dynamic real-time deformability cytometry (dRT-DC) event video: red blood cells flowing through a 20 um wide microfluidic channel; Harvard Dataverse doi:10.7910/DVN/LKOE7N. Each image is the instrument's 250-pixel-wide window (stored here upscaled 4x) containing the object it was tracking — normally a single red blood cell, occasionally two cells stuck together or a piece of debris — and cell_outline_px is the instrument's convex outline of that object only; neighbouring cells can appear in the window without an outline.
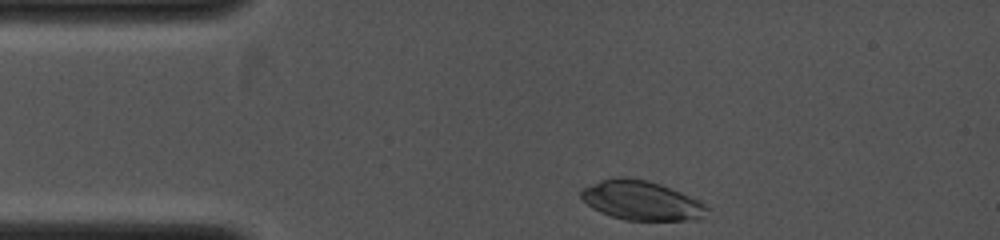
{"species": "common noctule bat (a hibernating species)", "species_latin": "Nyctalus noctula", "temperature_condition": "cold", "stored_images_in_passage": 4, "camera_frame_rate_fps": 4000, "um_per_image_px": 0.085, "animal": {"sex": "female", "body_mass_g": 19.0, "forearm_length_mm": 53.3}, "frame": {"image": 1, "passage_image": 1, "time_ms": 0.0, "image_size_px": [1000, 240], "cell_outline_px": [[708, 208], [700, 220], [624, 220], [600, 212], [592, 208], [580, 196], [580, 192], [584, 188], [600, 180], [616, 176], [624, 176], [648, 180], [660, 184], [700, 200]], "centroid_in_image_um": [54.51, 17.03], "position_along_channel_um": 30.5, "area_um2": 28.84}}
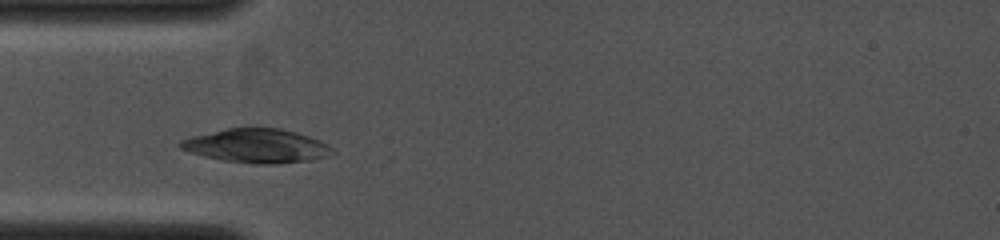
{"frame": {"image": 2, "passage_image": 3, "time_ms": 1.5, "image_size_px": [1000, 240], "cell_outline_px": [[336, 152], [328, 156], [312, 160], [276, 164], [256, 164], [224, 160], [204, 156], [180, 148], [176, 144], [180, 140], [192, 136], [228, 128], [280, 128], [296, 132], [320, 140], [328, 144]], "centroid_in_image_um": [21.85, 12.4], "position_along_channel_um": 63.1, "area_um2": 30.0}}
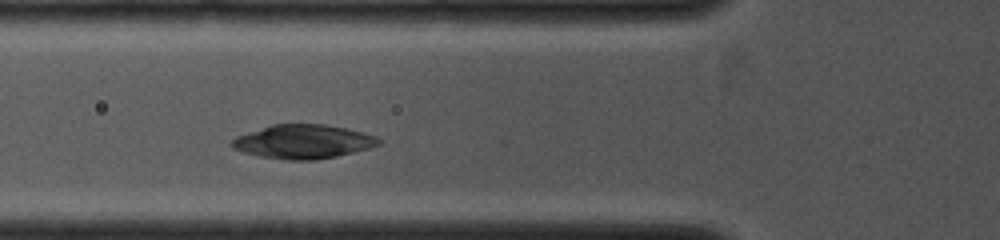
{"frame": {"image": 3, "passage_image": 4, "time_ms": 2.25, "image_size_px": [1000, 240], "cell_outline_px": [[380, 144], [368, 148], [336, 156], [312, 160], [284, 160], [260, 156], [244, 152], [232, 148], [228, 144], [236, 136], [272, 124], [324, 124], [364, 132], [376, 136], [380, 140]], "centroid_in_image_um": [25.73, 12.04], "position_along_channel_um": 100.1, "area_um2": 28.9}}